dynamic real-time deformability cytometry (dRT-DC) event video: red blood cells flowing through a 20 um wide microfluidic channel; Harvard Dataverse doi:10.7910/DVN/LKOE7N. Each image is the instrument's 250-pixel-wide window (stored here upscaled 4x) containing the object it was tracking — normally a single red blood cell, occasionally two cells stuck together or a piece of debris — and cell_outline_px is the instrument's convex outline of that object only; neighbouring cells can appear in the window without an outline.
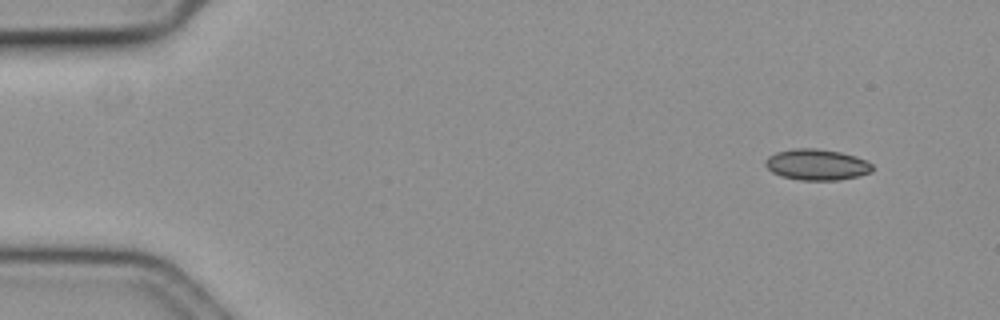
{"species": "common noctule bat (a hibernating species)", "species_latin": "Nyctalus noctula", "temperature_condition": "cold", "stored_images_in_passage": 53, "camera_frame_rate_fps": 3000, "um_per_image_px": 0.085, "animal": {"sex": "female", "body_mass_g": 19.3, "forearm_length_mm": 54.1}, "frame": {"image": 1, "passage_image": 1, "time_ms": 0.0, "image_size_px": [1000, 320], "cell_outline_px": [[872, 172], [856, 176], [836, 180], [800, 180], [784, 176], [772, 172], [764, 164], [764, 160], [768, 156], [776, 152], [792, 148], [816, 148], [840, 152], [856, 156], [872, 164]], "centroid_in_image_um": [69.4, 13.98], "position_along_channel_um": 15.6, "area_um2": 19.25}}
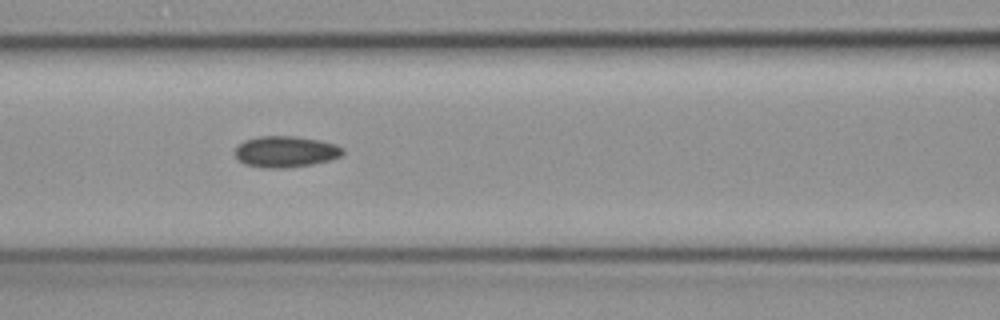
{"frame": {"image": 2, "passage_image": 21, "time_ms": 6.667, "image_size_px": [1000, 320], "cell_outline_px": [[344, 152], [340, 156], [328, 160], [312, 164], [284, 168], [260, 168], [244, 164], [236, 156], [236, 148], [244, 140], [260, 136], [296, 136], [320, 140], [336, 144], [344, 148]], "centroid_in_image_um": [24.29, 12.89], "position_along_channel_um": 142.3, "area_um2": 19.59}}
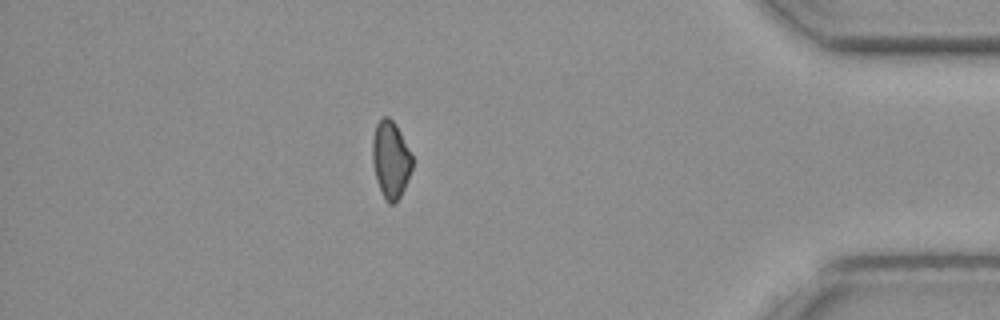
{"frame": {"image": 3, "passage_image": 46, "time_ms": 15.0, "image_size_px": [1000, 320], "cell_outline_px": [[412, 168], [404, 188], [400, 196], [392, 204], [388, 204], [376, 180], [372, 160], [372, 140], [376, 124], [384, 116], [388, 116], [396, 124], [412, 156]], "centroid_in_image_um": [33.19, 13.54], "position_along_channel_um": 402.0, "area_um2": 17.63}, "authors_computed_cell_mechanics": {"area_um2": 18.8428, "velocity_mm_per_s": 3.628, "shape_relaxation_time_tau1_ms": 9.5284, "shape_relaxation_time_tau2_ms": null, "deformation_change_tau1": 0.095, "deformation_change_tau2": null}}